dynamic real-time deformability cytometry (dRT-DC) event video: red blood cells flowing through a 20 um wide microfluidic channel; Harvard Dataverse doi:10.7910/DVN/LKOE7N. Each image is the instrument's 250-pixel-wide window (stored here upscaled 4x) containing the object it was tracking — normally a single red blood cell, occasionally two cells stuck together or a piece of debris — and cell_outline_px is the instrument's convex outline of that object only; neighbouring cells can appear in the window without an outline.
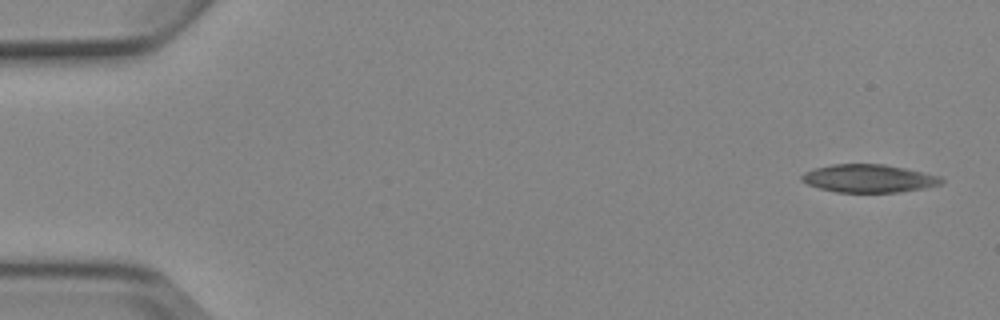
{"species": "Egyptian fruit bat (a non-hibernating species)", "species_latin": "Rousettus aegyptiacus", "temperature_condition": "cold", "stored_images_in_passage": 5, "camera_frame_rate_fps": 3000, "um_per_image_px": 0.085, "animal": {"sex": "female"}, "frame": {"image": 1, "passage_image": 1, "time_ms": 0.0, "image_size_px": [1000, 320], "cell_outline_px": [[944, 180], [940, 184], [924, 188], [900, 192], [836, 192], [820, 188], [808, 184], [800, 180], [800, 176], [804, 172], [816, 168], [832, 164], [884, 164], [904, 168], [940, 176]], "centroid_in_image_um": [73.83, 15.17], "position_along_channel_um": 11.2, "area_um2": 22.66}}
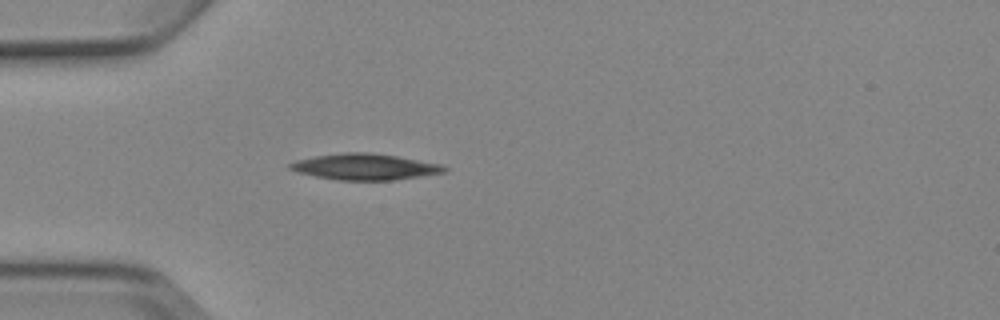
{"frame": {"image": 2, "passage_image": 5, "time_ms": 4.333, "image_size_px": [1000, 320], "cell_outline_px": [[448, 168], [444, 172], [396, 180], [340, 180], [316, 176], [300, 172], [288, 168], [288, 164], [296, 160], [316, 156], [344, 152], [368, 152], [396, 156], [440, 164]], "centroid_in_image_um": [31.01, 14.17], "position_along_channel_um": 54.0, "area_um2": 23.18}}